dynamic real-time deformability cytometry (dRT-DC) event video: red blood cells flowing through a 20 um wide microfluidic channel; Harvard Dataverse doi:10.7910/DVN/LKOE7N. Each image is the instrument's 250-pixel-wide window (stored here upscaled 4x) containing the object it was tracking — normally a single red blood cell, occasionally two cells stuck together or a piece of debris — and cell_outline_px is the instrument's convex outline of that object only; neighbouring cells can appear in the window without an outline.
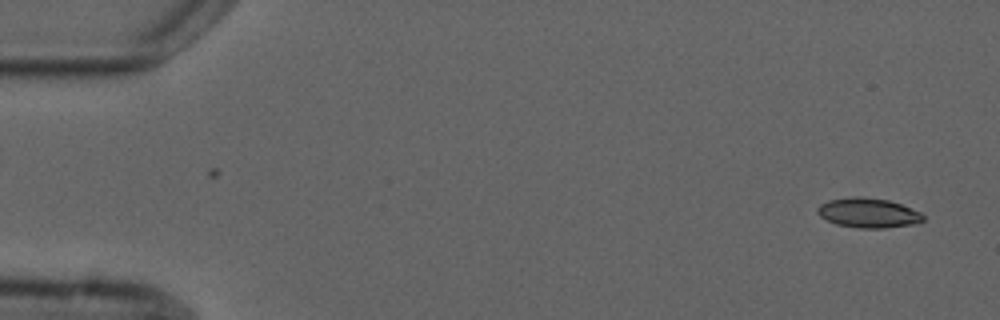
{"species": "common noctule bat (a hibernating species)", "species_latin": "Nyctalus noctula", "temperature_condition": "cold", "stored_images_in_passage": 2, "camera_frame_rate_fps": 3000, "um_per_image_px": 0.085, "animal": {"sex": "male", "forearm_length_mm": 52.5}, "frame": {"image": 1, "passage_image": 2, "time_ms": 1.333, "image_size_px": [1000, 320], "cell_outline_px": [[924, 220], [916, 224], [884, 228], [860, 228], [836, 224], [820, 216], [816, 212], [816, 208], [820, 204], [828, 200], [852, 196], [864, 196], [888, 200], [900, 204], [920, 212], [924, 216]], "centroid_in_image_um": [73.79, 18.09], "position_along_channel_um": 11.2, "area_um2": 18.38}}